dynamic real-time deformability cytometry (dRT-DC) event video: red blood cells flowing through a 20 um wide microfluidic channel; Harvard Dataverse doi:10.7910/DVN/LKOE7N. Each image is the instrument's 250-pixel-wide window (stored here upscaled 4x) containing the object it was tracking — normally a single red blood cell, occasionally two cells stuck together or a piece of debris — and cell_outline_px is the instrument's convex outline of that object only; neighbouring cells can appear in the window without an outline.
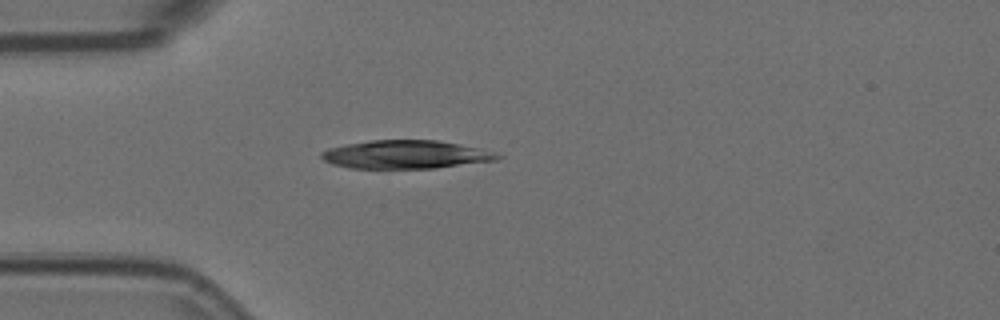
{"species": "Egyptian fruit bat (a non-hibernating species)", "species_latin": "Rousettus aegyptiacus", "temperature_condition": "room temperature", "stored_images_in_passage": 1, "camera_frame_rate_fps": 3000, "um_per_image_px": 0.085, "animal": {"sex": "female"}, "frame": {"image": 1, "passage_image": 1, "time_ms": 0.0, "image_size_px": [1000, 320], "cell_outline_px": [[504, 156], [496, 160], [436, 168], [348, 168], [332, 164], [324, 160], [320, 156], [320, 152], [328, 148], [344, 144], [372, 140], [436, 140], [460, 144], [476, 148]], "centroid_in_image_um": [34.41, 13.13], "position_along_channel_um": 50.6, "area_um2": 28.9}}